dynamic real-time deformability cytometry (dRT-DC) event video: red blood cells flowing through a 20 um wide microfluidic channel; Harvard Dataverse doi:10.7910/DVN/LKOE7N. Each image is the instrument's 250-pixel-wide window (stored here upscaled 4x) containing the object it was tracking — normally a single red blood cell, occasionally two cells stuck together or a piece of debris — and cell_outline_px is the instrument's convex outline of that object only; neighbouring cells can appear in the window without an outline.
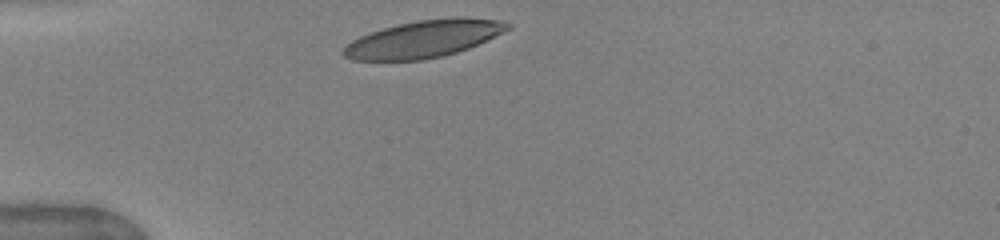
{"species": "human", "species_latin": "Homo sapiens", "temperature_condition": "warm", "stored_images_in_passage": 30, "camera_frame_rate_fps": 3000, "um_per_image_px": 0.085, "donor": {"sex": "female"}, "frame": {"image": 1, "passage_image": 1, "time_ms": 0.0, "image_size_px": [1000, 240], "cell_outline_px": [[512, 28], [504, 32], [468, 48], [456, 52], [440, 56], [420, 60], [352, 60], [344, 56], [340, 52], [352, 40], [360, 36], [384, 28], [416, 20], [496, 20], [512, 24]], "centroid_in_image_um": [35.93, 3.36], "position_along_channel_um": 49.1, "area_um2": 34.1}}
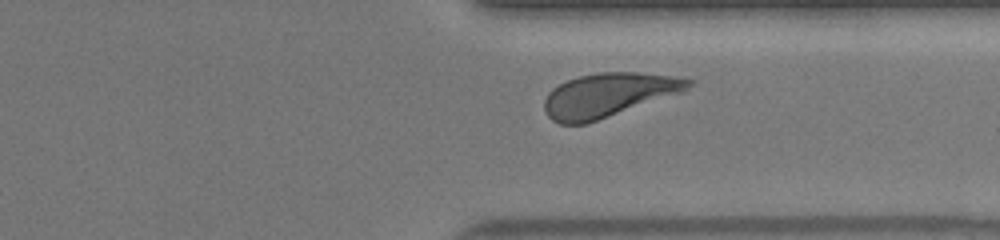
{"frame": {"image": 2, "passage_image": 26, "time_ms": 8.333, "image_size_px": [1000, 240], "cell_outline_px": [[696, 80], [684, 92], [584, 124], [560, 124], [552, 120], [548, 116], [544, 108], [544, 100], [548, 92], [552, 88], [568, 80], [580, 76], [600, 72], [636, 72], [680, 76]], "centroid_in_image_um": [51.75, 8.06], "position_along_channel_um": 359.6, "area_um2": 36.88}}
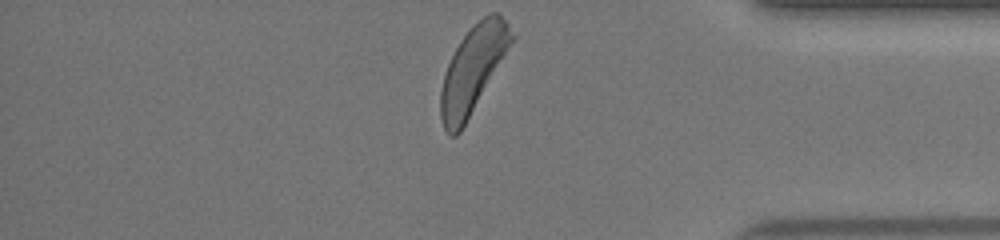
{"frame": {"image": 3, "passage_image": 30, "time_ms": 9.667, "image_size_px": [1000, 240], "cell_outline_px": [[516, 40], [460, 132], [456, 136], [452, 136], [444, 128], [440, 116], [440, 92], [444, 76], [448, 64], [460, 40], [484, 16], [492, 12], [500, 12], [516, 36]], "centroid_in_image_um": [40.25, 5.9], "position_along_channel_um": 395.0, "area_um2": 35.66}, "authors_computed_cell_mechanics": {"area_um2": 36.7319, "velocity_mm_per_s": 3.9901, "shape_relaxation_time_tau1_ms": 3.5109, "shape_relaxation_time_tau2_ms": 0.8343, "deformation_change_tau1": 0.1842, "deformation_change_tau2": 0.079}}